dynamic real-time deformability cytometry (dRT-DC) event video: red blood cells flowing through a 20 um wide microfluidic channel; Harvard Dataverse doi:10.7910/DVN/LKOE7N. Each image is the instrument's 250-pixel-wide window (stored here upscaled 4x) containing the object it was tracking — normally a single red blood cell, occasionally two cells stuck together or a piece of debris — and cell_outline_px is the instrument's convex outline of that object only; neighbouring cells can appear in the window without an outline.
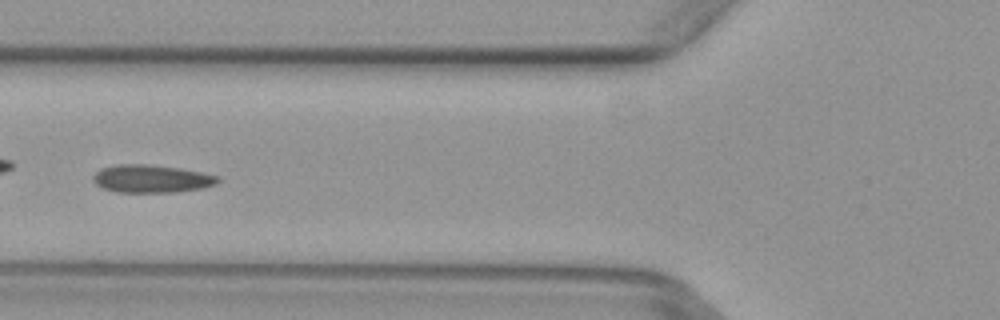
{"species": "common noctule bat (a hibernating species)", "species_latin": "Nyctalus noctula", "temperature_condition": "warm", "stored_images_in_passage": 6, "camera_frame_rate_fps": 3000, "um_per_image_px": 0.085, "animal": {"sex": "female", "body_mass_g": 29.2, "forearm_length_mm": 56.3}, "frame": {"image": 1, "passage_image": 6, "time_ms": 1.667, "image_size_px": [1000, 320], "cell_outline_px": [[220, 180], [216, 184], [204, 188], [176, 192], [116, 192], [100, 188], [92, 180], [92, 176], [100, 168], [116, 164], [152, 164], [180, 168], [220, 176]], "centroid_in_image_um": [12.86, 15.19], "position_along_channel_um": 112.9, "area_um2": 20.58}}